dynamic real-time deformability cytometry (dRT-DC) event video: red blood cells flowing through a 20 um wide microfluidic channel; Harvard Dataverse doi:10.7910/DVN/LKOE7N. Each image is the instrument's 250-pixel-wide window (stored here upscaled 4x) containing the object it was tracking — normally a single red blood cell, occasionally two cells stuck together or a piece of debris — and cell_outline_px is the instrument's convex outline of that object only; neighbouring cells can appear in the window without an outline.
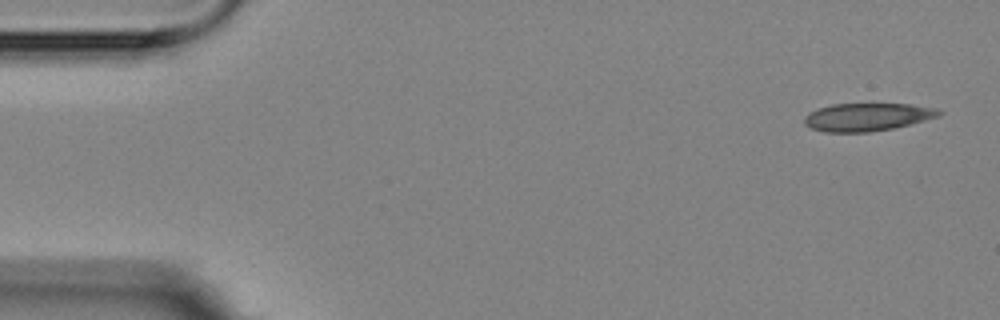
{"species": "Egyptian fruit bat (a non-hibernating species)", "species_latin": "Rousettus aegyptiacus", "temperature_condition": "room temperature", "stored_images_in_passage": 5, "camera_frame_rate_fps": 3000, "um_per_image_px": 0.085, "animal": {"sex": "female"}, "frame": {"image": 1, "passage_image": 1, "time_ms": 0.0, "image_size_px": [1000, 320], "cell_outline_px": [[944, 112], [940, 116], [892, 128], [868, 132], [824, 132], [812, 128], [804, 124], [804, 116], [808, 112], [832, 104], [908, 104], [936, 108]], "centroid_in_image_um": [73.69, 9.94], "position_along_channel_um": 11.3, "area_um2": 21.73}}
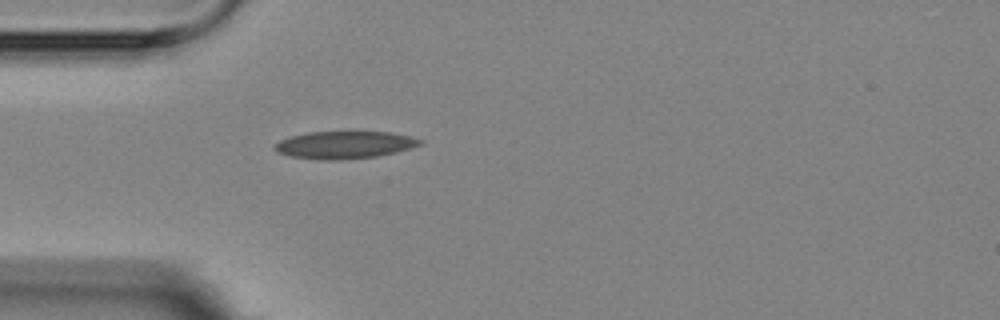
{"frame": {"image": 2, "passage_image": 5, "time_ms": 4.333, "image_size_px": [1000, 320], "cell_outline_px": [[424, 140], [420, 144], [396, 152], [376, 156], [340, 160], [316, 160], [292, 156], [276, 152], [272, 148], [280, 140], [292, 136], [308, 132], [392, 132]], "centroid_in_image_um": [29.24, 12.32], "position_along_channel_um": 55.8, "area_um2": 23.06}}